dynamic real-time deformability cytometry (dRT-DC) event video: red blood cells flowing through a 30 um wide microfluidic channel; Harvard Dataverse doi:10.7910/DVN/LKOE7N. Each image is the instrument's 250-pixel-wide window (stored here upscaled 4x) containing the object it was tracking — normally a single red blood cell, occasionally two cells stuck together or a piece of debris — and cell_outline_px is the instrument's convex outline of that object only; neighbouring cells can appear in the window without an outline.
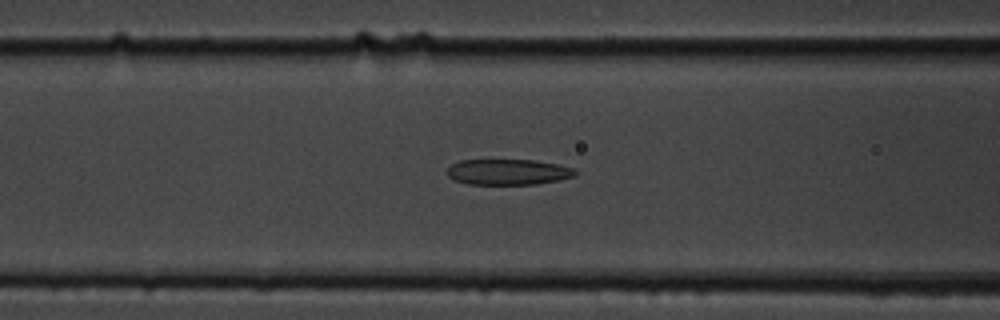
{"species": "common noctule bat (a hibernating species)", "species_latin": "Nyctalus noctula", "temperature_condition": "cold", "stored_images_in_passage": 46, "camera_frame_rate_fps": 3000, "um_per_image_px": 0.085, "animal": {"sex": "male", "body_mass_g": 19.5, "forearm_length_mm": 54.6}, "frame": {"image": 1, "passage_image": 23, "time_ms": 7.333, "image_size_px": [1000, 320], "cell_outline_px": [[576, 176], [560, 180], [536, 184], [468, 184], [456, 180], [448, 176], [448, 168], [452, 164], [460, 160], [532, 160], [556, 164], [576, 168]], "centroid_in_image_um": [43.23, 14.62], "position_along_channel_um": 123.4, "area_um2": 19.13}}
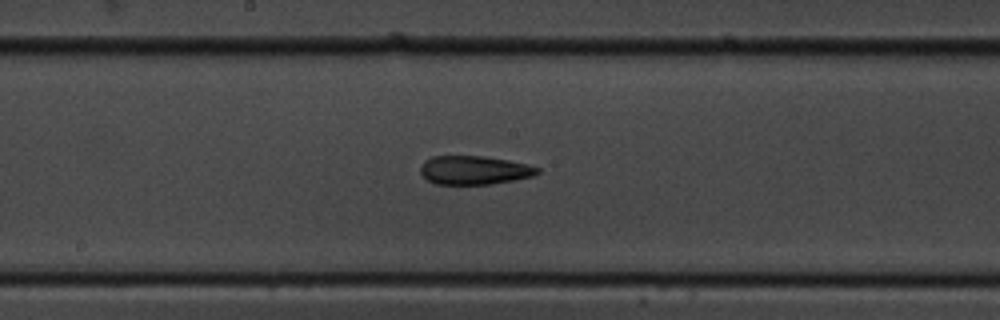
{"frame": {"image": 2, "passage_image": 30, "time_ms": 9.667, "image_size_px": [1000, 320], "cell_outline_px": [[540, 172], [532, 176], [492, 184], [436, 184], [428, 180], [420, 172], [420, 168], [424, 160], [432, 156], [484, 156], [508, 160], [528, 164], [540, 168]], "centroid_in_image_um": [40.31, 14.45], "position_along_channel_um": 207.9, "area_um2": 19.54}}
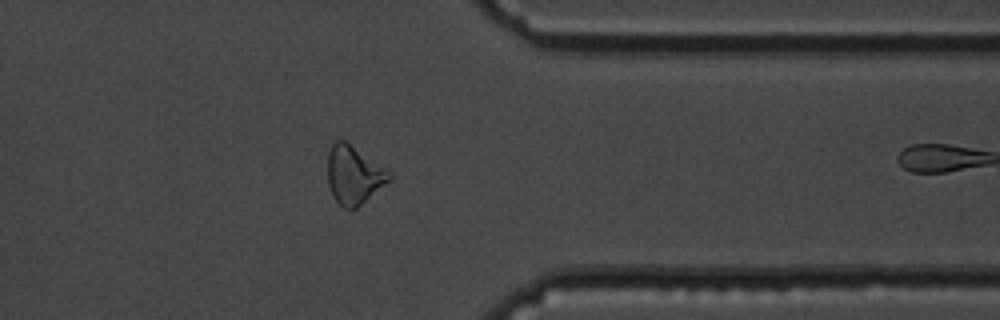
{"frame": {"image": 3, "passage_image": 45, "time_ms": 14.667, "image_size_px": [1000, 320], "cell_outline_px": [[392, 176], [388, 180], [356, 208], [344, 208], [336, 200], [328, 184], [328, 152], [332, 144], [336, 140], [344, 140], [392, 172]], "centroid_in_image_um": [30.05, 14.84], "position_along_channel_um": 381.3, "area_um2": 20.35}}